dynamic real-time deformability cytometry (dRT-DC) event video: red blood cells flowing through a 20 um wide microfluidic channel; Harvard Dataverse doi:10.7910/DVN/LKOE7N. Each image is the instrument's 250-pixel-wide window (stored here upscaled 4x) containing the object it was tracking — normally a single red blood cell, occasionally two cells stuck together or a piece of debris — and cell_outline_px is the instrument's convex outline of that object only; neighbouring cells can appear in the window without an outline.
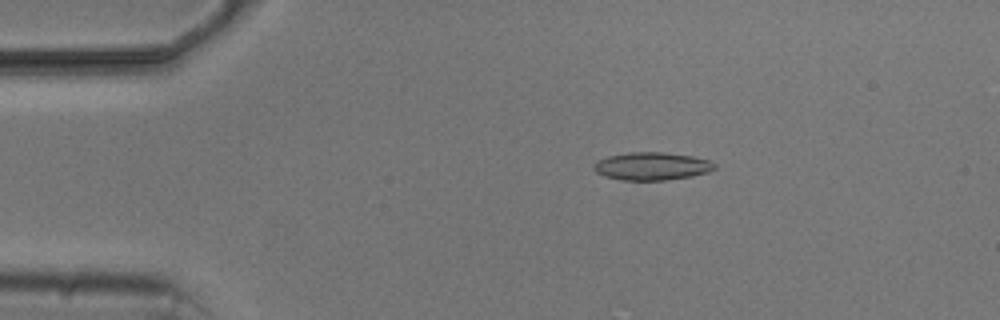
{"species": "common noctule bat (a hibernating species)", "species_latin": "Nyctalus noctula", "temperature_condition": "cold", "stored_images_in_passage": 5, "camera_frame_rate_fps": 3000, "um_per_image_px": 0.085, "animal": {"sex": "male", "body_mass_g": 20.5, "forearm_length_mm": 52.5}, "frame": {"image": 1, "passage_image": 2, "time_ms": 2.0, "image_size_px": [1000, 320], "cell_outline_px": [[716, 168], [708, 172], [692, 176], [664, 180], [620, 180], [604, 176], [596, 172], [592, 168], [600, 160], [608, 156], [628, 152], [664, 152], [692, 156], [708, 160], [716, 164]], "centroid_in_image_um": [55.42, 14.13], "position_along_channel_um": 29.6, "area_um2": 19.54}}
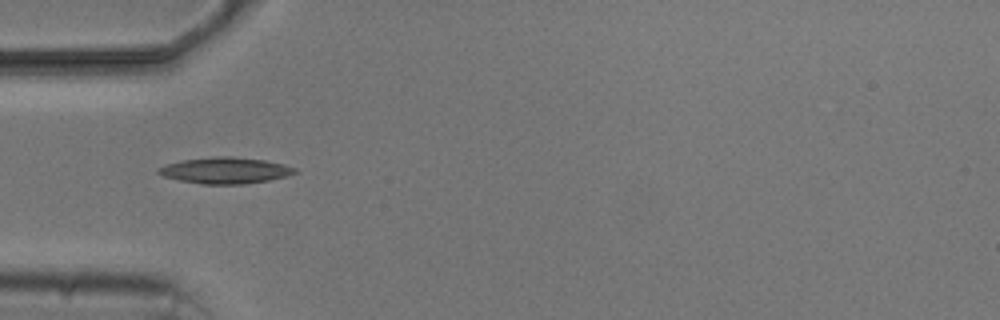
{"frame": {"image": 2, "passage_image": 4, "time_ms": 4.333, "image_size_px": [1000, 320], "cell_outline_px": [[296, 172], [288, 176], [268, 180], [244, 184], [204, 184], [180, 180], [164, 176], [156, 172], [156, 168], [168, 164], [184, 160], [212, 156], [232, 156], [264, 160], [284, 164], [296, 168]], "centroid_in_image_um": [19.16, 14.48], "position_along_channel_um": 65.8, "area_um2": 20.75}}
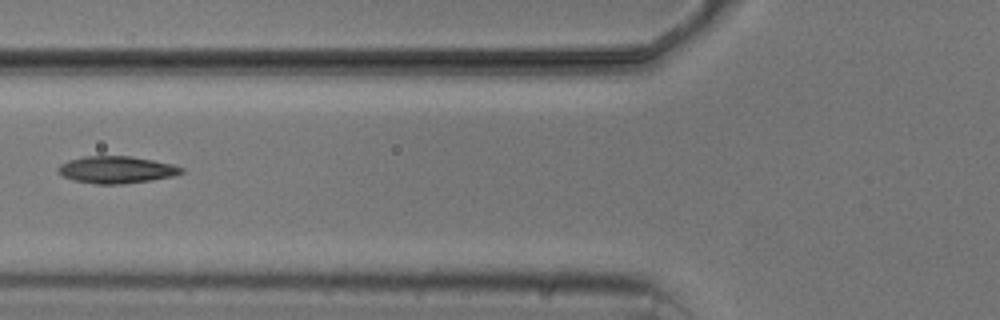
{"frame": {"image": 3, "passage_image": 5, "time_ms": 5.667, "image_size_px": [1000, 320], "cell_outline_px": [[184, 172], [172, 176], [152, 180], [120, 184], [96, 184], [72, 180], [60, 176], [56, 172], [56, 168], [60, 164], [68, 160], [84, 156], [132, 156], [172, 164], [184, 168]], "centroid_in_image_um": [9.83, 14.43], "position_along_channel_um": 116.0, "area_um2": 19.65}}